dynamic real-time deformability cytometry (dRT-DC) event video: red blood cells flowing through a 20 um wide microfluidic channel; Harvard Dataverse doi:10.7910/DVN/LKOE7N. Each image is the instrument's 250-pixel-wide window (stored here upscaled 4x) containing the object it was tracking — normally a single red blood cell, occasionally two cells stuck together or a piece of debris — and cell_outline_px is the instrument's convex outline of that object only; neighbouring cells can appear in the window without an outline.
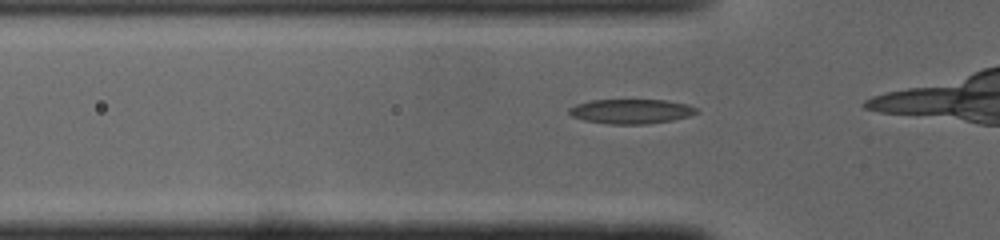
{"species": "common noctule bat (a hibernating species)", "species_latin": "Nyctalus noctula", "temperature_condition": "cold", "stored_images_in_passage": 14, "camera_frame_rate_fps": 3000, "um_per_image_px": 0.085, "animal": {"sex": "male", "body_mass_g": 19.0, "forearm_length_mm": 50.8}, "frame": {"image": 1, "passage_image": 11, "time_ms": 3.333, "image_size_px": [1000, 240], "cell_outline_px": [[700, 112], [688, 116], [672, 120], [648, 124], [612, 124], [584, 120], [572, 116], [568, 112], [568, 108], [576, 104], [592, 100], [664, 100], [688, 104], [700, 108]], "centroid_in_image_um": [53.68, 9.46], "position_along_channel_um": 72.1, "area_um2": 18.32}}